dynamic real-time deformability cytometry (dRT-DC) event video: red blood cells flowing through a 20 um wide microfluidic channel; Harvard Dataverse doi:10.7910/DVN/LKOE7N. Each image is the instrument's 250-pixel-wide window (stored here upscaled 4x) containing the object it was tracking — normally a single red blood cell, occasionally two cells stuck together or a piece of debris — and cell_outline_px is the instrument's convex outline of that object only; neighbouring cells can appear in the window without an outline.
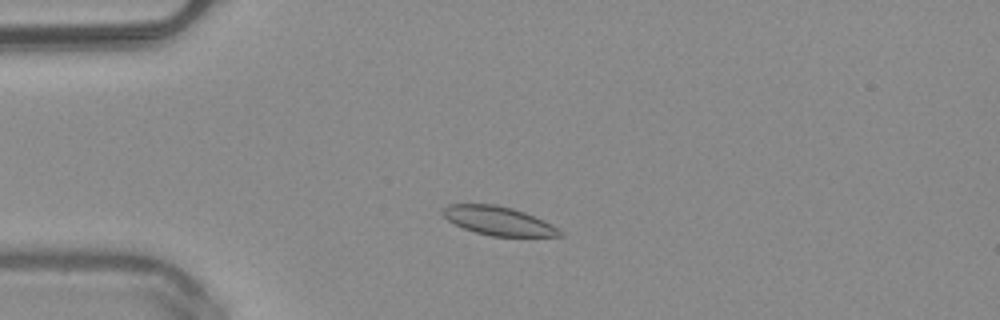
{"species": "common noctule bat (a hibernating species)", "species_latin": "Nyctalus noctula", "temperature_condition": "warm", "stored_images_in_passage": 41, "camera_frame_rate_fps": 3000, "um_per_image_px": 0.085, "animal": {"sex": "male", "body_mass_g": 20.4}, "frame": {"image": 1, "passage_image": 3, "time_ms": 0.667, "image_size_px": [1000, 320], "cell_outline_px": [[564, 236], [492, 236], [476, 232], [464, 228], [448, 220], [440, 212], [440, 208], [448, 204], [496, 204], [512, 208], [524, 212], [544, 220], [552, 224], [564, 232]], "centroid_in_image_um": [42.36, 18.76], "position_along_channel_um": 42.6, "area_um2": 19.65}}
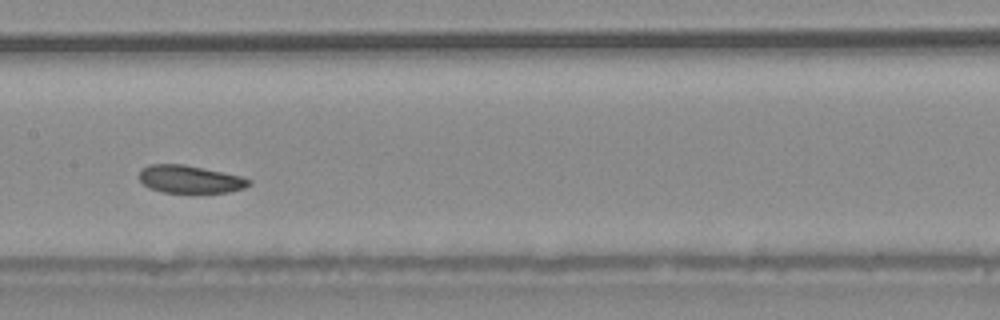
{"frame": {"image": 2, "passage_image": 16, "time_ms": 5.0, "image_size_px": [1000, 320], "cell_outline_px": [[252, 184], [244, 188], [228, 192], [164, 192], [148, 188], [140, 180], [140, 172], [148, 164], [184, 164], [240, 176], [252, 180]], "centroid_in_image_um": [16.16, 15.23], "position_along_channel_um": 191.2, "area_um2": 17.51}}
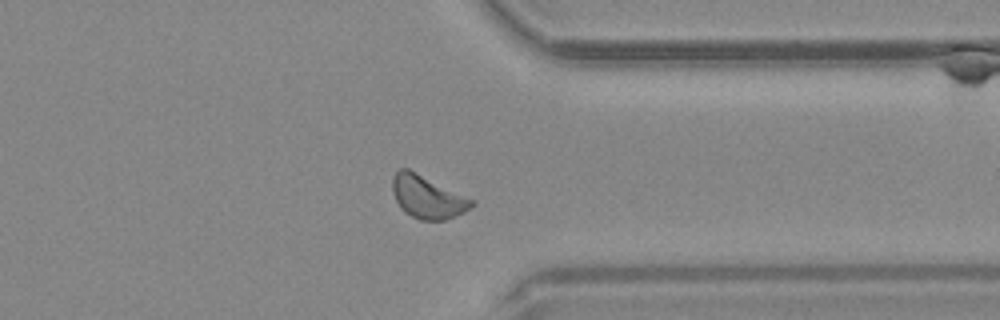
{"frame": {"image": 3, "passage_image": 30, "time_ms": 9.667, "image_size_px": [1000, 320], "cell_outline_px": [[476, 204], [464, 212], [456, 216], [444, 220], [420, 220], [404, 212], [400, 208], [392, 192], [392, 176], [400, 168], [408, 168], [476, 200]], "centroid_in_image_um": [36.35, 16.74], "position_along_channel_um": 375.1, "area_um2": 20.0}, "authors_computed_cell_mechanics": {"area_um2": 19.1318, "velocity_mm_per_s": 3.9929, "shape_relaxation_time_tau1_ms": 6.5676, "shape_relaxation_time_tau2_ms": 2.6313, "deformation_change_tau1": 0.0747, "deformation_change_tau2": 0.062}}